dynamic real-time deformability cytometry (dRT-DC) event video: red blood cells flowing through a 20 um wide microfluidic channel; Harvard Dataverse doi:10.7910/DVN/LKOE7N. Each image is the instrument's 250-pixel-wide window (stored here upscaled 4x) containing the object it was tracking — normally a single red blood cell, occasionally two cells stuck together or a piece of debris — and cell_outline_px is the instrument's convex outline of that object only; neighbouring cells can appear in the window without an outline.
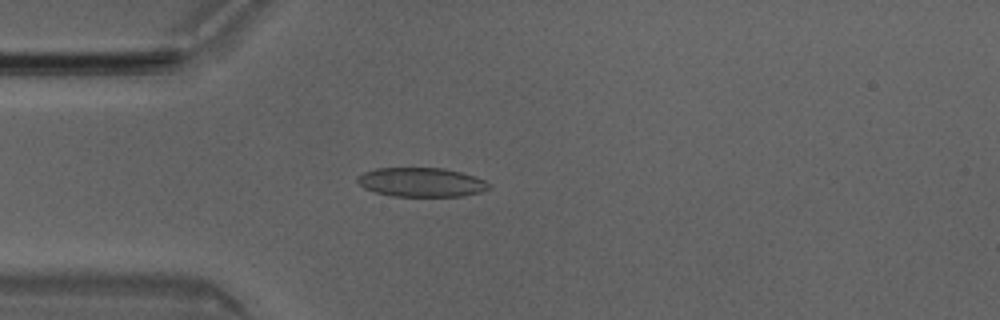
{"species": "Egyptian fruit bat (a non-hibernating species)", "species_latin": "Rousettus aegyptiacus", "temperature_condition": "room temperature", "stored_images_in_passage": 27, "camera_frame_rate_fps": 3000, "um_per_image_px": 0.085, "animal": {"sex": "male"}, "frame": {"image": 1, "passage_image": 12, "time_ms": 3.667, "image_size_px": [1000, 320], "cell_outline_px": [[492, 188], [480, 192], [464, 196], [392, 196], [376, 192], [364, 188], [356, 180], [356, 176], [364, 172], [376, 168], [444, 168], [476, 176], [492, 184]], "centroid_in_image_um": [35.84, 15.49], "position_along_channel_um": 49.2, "area_um2": 22.48}}
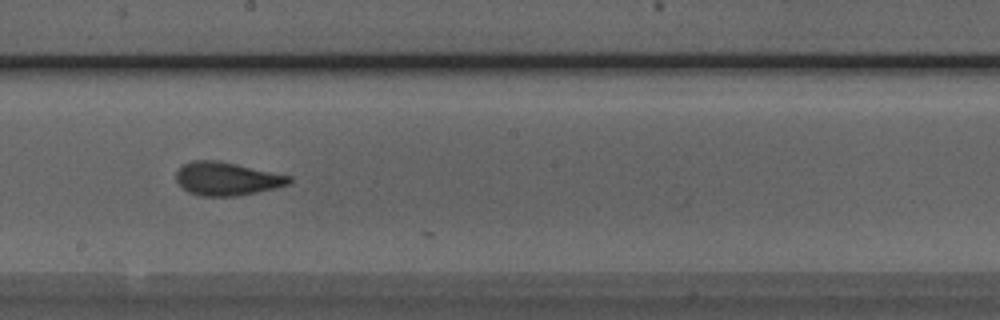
{"frame": {"image": 2, "passage_image": 26, "time_ms": 8.333, "image_size_px": [1000, 320], "cell_outline_px": [[292, 184], [276, 188], [236, 196], [200, 196], [188, 192], [176, 180], [176, 172], [180, 164], [192, 160], [220, 160], [292, 176]], "centroid_in_image_um": [19.29, 15.18], "position_along_channel_um": 228.9, "area_um2": 22.25}}